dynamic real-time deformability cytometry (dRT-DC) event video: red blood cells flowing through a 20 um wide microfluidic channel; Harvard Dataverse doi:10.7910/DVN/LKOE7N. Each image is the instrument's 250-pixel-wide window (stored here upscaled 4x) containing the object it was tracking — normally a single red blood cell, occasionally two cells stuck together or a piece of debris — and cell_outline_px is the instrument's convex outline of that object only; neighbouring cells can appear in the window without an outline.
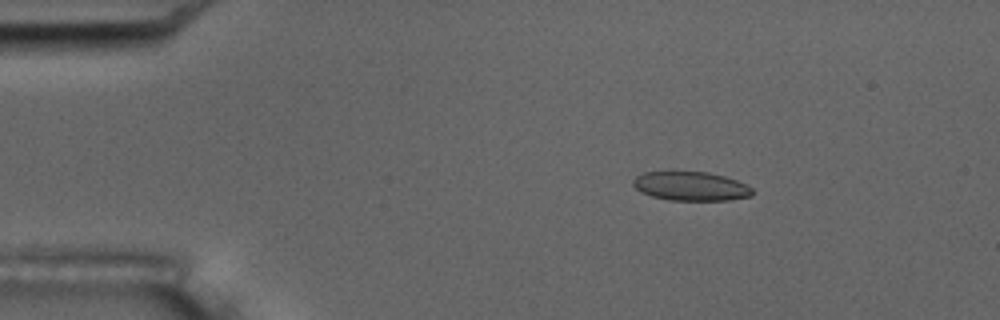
{"species": "common noctule bat (a hibernating species)", "species_latin": "Nyctalus noctula", "temperature_condition": "room temperature", "stored_images_in_passage": 6, "camera_frame_rate_fps": 3000, "um_per_image_px": 0.085, "animal": {"sex": "male", "body_mass_g": 17.5, "forearm_length_mm": 52.3}, "frame": {"image": 1, "passage_image": 3, "time_ms": 2.333, "image_size_px": [1000, 320], "cell_outline_px": [[756, 192], [752, 196], [728, 200], [668, 200], [652, 196], [640, 192], [632, 184], [632, 180], [636, 176], [644, 172], [672, 168], [708, 172], [724, 176], [736, 180], [752, 188]], "centroid_in_image_um": [58.66, 15.77], "position_along_channel_um": 26.3, "area_um2": 21.1}}